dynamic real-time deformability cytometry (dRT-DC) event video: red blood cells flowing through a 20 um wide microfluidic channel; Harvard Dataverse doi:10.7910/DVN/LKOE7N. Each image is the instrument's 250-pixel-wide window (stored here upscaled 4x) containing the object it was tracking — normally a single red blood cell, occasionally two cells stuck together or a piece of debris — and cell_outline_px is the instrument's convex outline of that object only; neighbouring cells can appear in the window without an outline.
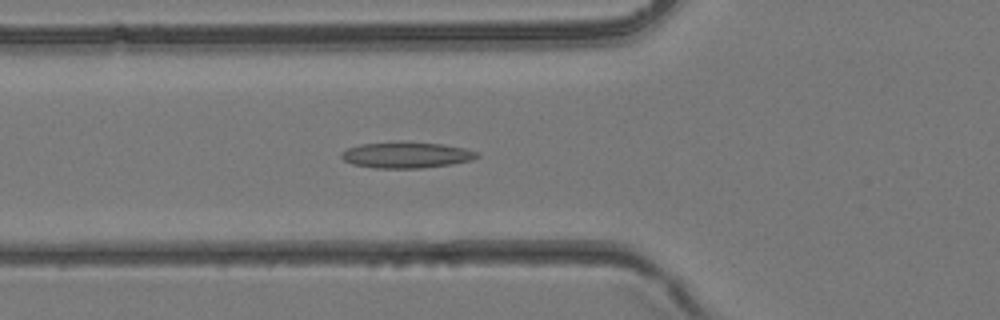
{"species": "common noctule bat (a hibernating species)", "species_latin": "Nyctalus noctula", "temperature_condition": "room temperature", "stored_images_in_passage": 39, "camera_frame_rate_fps": 3000, "um_per_image_px": 0.085, "animal": {"sex": "female", "body_mass_g": 24.6, "forearm_length_mm": 56.2}, "frame": {"image": 1, "passage_image": 14, "time_ms": 4.333, "image_size_px": [1000, 320], "cell_outline_px": [[480, 156], [472, 160], [452, 164], [420, 168], [376, 168], [352, 164], [344, 160], [340, 156], [340, 152], [348, 148], [360, 144], [440, 144], [464, 148], [480, 152]], "centroid_in_image_um": [34.56, 13.21], "position_along_channel_um": 91.2, "area_um2": 19.83}}
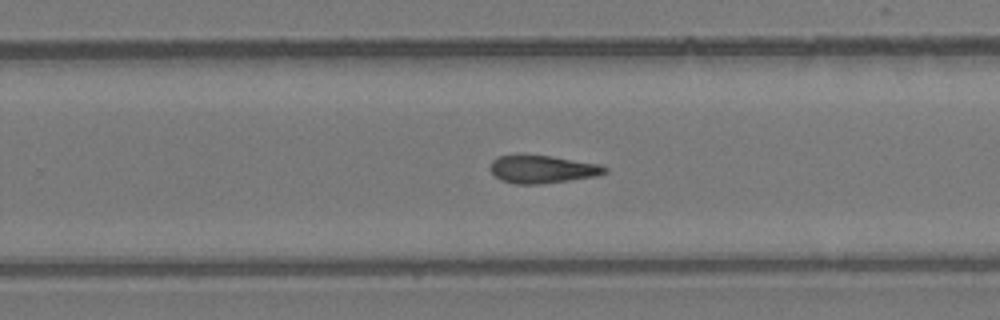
{"frame": {"image": 2, "passage_image": 25, "time_ms": 8.0, "image_size_px": [1000, 320], "cell_outline_px": [[608, 172], [596, 176], [540, 184], [516, 184], [500, 180], [488, 168], [492, 160], [496, 156], [552, 156], [600, 164], [608, 168]], "centroid_in_image_um": [46.11, 14.39], "position_along_channel_um": 283.7, "area_um2": 18.44}}
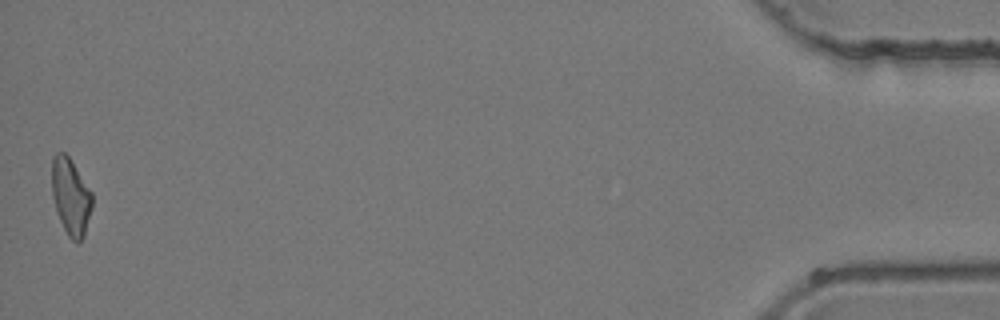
{"frame": {"image": 3, "passage_image": 39, "time_ms": 12.667, "image_size_px": [1000, 320], "cell_outline_px": [[92, 208], [84, 236], [76, 244], [68, 236], [56, 212], [52, 196], [52, 156], [56, 152], [64, 152], [68, 156], [92, 192]], "centroid_in_image_um": [6.0, 16.72], "position_along_channel_um": 429.2, "area_um2": 18.03}}